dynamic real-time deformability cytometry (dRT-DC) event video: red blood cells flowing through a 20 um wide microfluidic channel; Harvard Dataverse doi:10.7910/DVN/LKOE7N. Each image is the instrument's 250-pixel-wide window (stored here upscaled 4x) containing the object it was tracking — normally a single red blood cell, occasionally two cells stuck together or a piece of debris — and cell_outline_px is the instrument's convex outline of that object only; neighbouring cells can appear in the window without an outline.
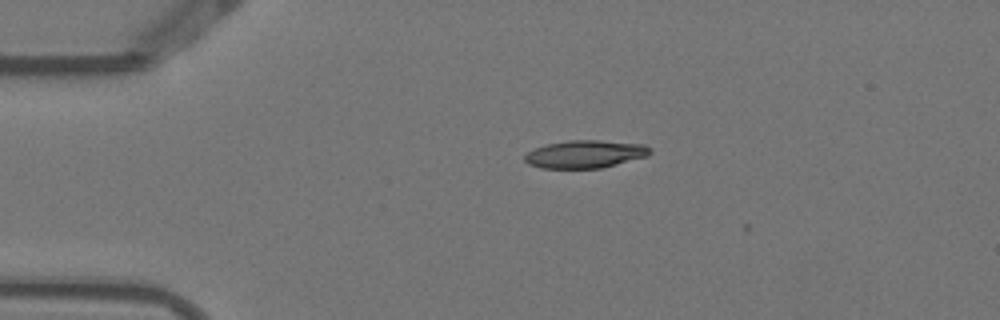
{"species": "Egyptian fruit bat (a non-hibernating species)", "species_latin": "Rousettus aegyptiacus", "temperature_condition": "warm", "stored_images_in_passage": 5, "camera_frame_rate_fps": 3000, "um_per_image_px": 0.085, "animal": {"sex": "female"}, "frame": {"image": 1, "passage_image": 3, "time_ms": 0.667, "image_size_px": [1000, 320], "cell_outline_px": [[652, 152], [648, 156], [600, 168], [540, 168], [528, 164], [524, 160], [524, 156], [528, 152], [536, 148], [548, 144], [568, 140], [600, 140], [644, 144]], "centroid_in_image_um": [49.73, 13.1], "position_along_channel_um": 35.3, "area_um2": 20.17}}